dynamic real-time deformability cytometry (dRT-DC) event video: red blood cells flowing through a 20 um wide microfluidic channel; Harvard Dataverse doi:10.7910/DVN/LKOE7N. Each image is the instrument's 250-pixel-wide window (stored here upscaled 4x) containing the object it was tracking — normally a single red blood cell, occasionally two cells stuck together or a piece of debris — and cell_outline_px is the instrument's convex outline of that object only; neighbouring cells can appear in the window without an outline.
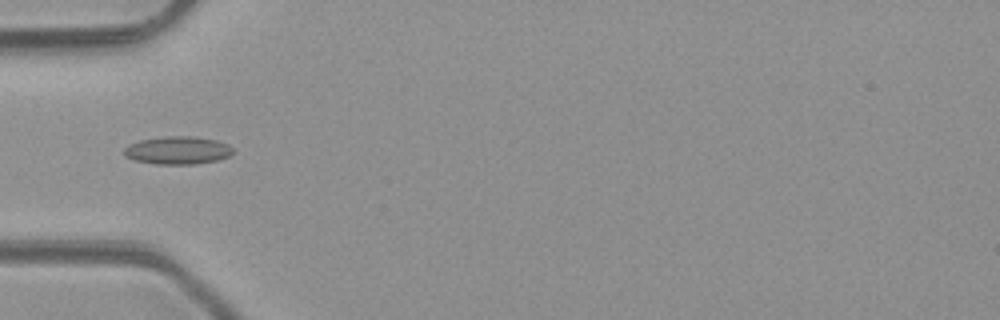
{"species": "common noctule bat (a hibernating species)", "species_latin": "Nyctalus noctula", "temperature_condition": "room temperature", "stored_images_in_passage": 3, "camera_frame_rate_fps": 3000, "um_per_image_px": 0.085, "animal": {"sex": "male", "body_mass_g": 23.1, "forearm_length_mm": 52.7}, "frame": {"image": 1, "passage_image": 3, "time_ms": 2.333, "image_size_px": [1000, 320], "cell_outline_px": [[232, 152], [228, 156], [216, 160], [196, 164], [156, 164], [132, 160], [124, 156], [124, 148], [128, 144], [140, 140], [164, 136], [192, 136], [216, 140], [228, 144], [232, 148]], "centroid_in_image_um": [15.05, 12.77], "position_along_channel_um": 69.9, "area_um2": 17.74}}